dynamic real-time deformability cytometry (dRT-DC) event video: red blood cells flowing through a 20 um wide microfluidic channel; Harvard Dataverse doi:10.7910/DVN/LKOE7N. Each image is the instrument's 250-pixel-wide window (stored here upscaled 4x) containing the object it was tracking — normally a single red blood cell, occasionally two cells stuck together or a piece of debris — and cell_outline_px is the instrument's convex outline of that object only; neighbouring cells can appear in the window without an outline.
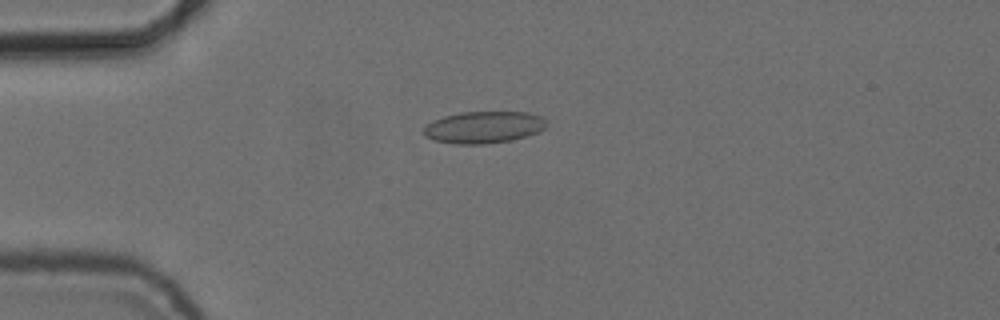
{"species": "common noctule bat (a hibernating species)", "species_latin": "Nyctalus noctula", "temperature_condition": "cold", "stored_images_in_passage": 55, "camera_frame_rate_fps": 3000, "um_per_image_px": 0.085, "animal": {"sex": "female", "body_mass_g": 24.6, "forearm_length_mm": 56.2}, "frame": {"image": 1, "passage_image": 14, "time_ms": 4.333, "image_size_px": [1000, 320], "cell_outline_px": [[544, 128], [528, 136], [512, 140], [484, 144], [456, 144], [432, 140], [424, 136], [424, 128], [432, 120], [444, 116], [460, 112], [528, 112], [540, 116], [544, 120]], "centroid_in_image_um": [41.07, 10.82], "position_along_channel_um": 43.9, "area_um2": 22.77}}
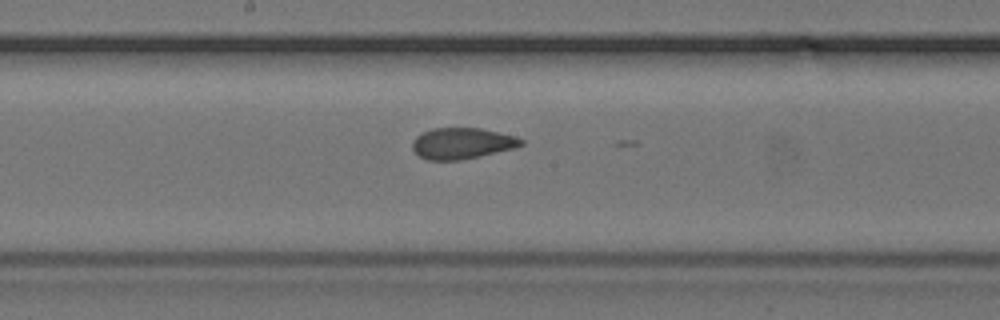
{"frame": {"image": 2, "passage_image": 29, "time_ms": 9.333, "image_size_px": [1000, 320], "cell_outline_px": [[524, 144], [512, 148], [480, 156], [460, 160], [428, 160], [420, 156], [412, 148], [412, 140], [416, 136], [432, 128], [480, 128], [516, 136], [524, 140]], "centroid_in_image_um": [39.26, 12.18], "position_along_channel_um": 208.9, "area_um2": 19.59}}
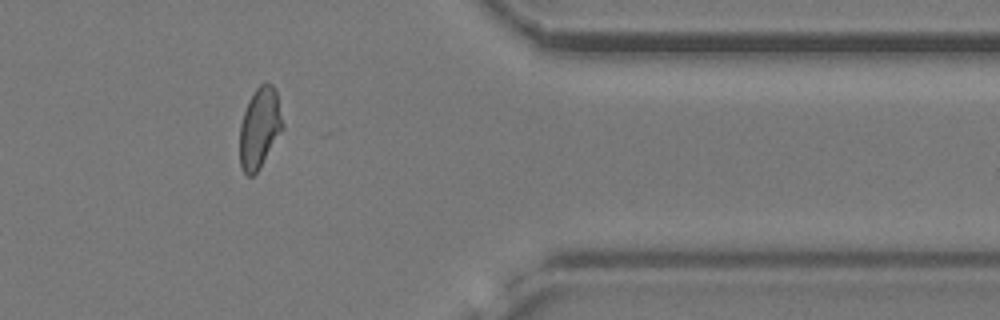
{"frame": {"image": 3, "passage_image": 45, "time_ms": 14.667, "image_size_px": [1000, 320], "cell_outline_px": [[284, 128], [260, 168], [252, 176], [248, 176], [244, 172], [240, 164], [240, 124], [248, 100], [256, 88], [260, 84], [272, 84], [276, 88], [284, 124]], "centroid_in_image_um": [22.09, 10.86], "position_along_channel_um": 389.3, "area_um2": 20.29}, "authors_computed_cell_mechanics": {"area_um2": 20.6924, "velocity_mm_per_s": 3.7464, "shape_relaxation_time_tau1_ms": null, "shape_relaxation_time_tau2_ms": 1.1448, "deformation_change_tau1": null, "deformation_change_tau2": 0.0585}}